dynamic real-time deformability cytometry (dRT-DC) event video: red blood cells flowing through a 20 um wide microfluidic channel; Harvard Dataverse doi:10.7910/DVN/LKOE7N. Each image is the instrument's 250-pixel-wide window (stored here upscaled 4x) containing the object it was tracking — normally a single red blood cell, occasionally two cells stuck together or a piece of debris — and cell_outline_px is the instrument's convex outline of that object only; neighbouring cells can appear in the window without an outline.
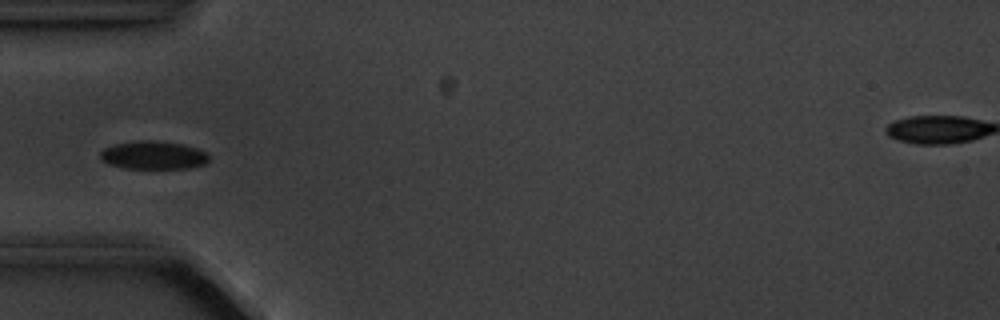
{"species": "common noctule bat (a hibernating species)", "species_latin": "Nyctalus noctula", "temperature_condition": "cold", "stored_images_in_passage": 7, "camera_frame_rate_fps": 3000, "um_per_image_px": 0.085, "animal": {"sex": "male", "body_mass_g": 20.1, "forearm_length_mm": 53.5}, "frame": {"image": 1, "passage_image": 5, "time_ms": 5.667, "image_size_px": [1000, 320], "cell_outline_px": [[208, 160], [204, 164], [188, 168], [124, 168], [108, 164], [100, 160], [100, 152], [104, 148], [116, 144], [136, 140], [152, 140], [184, 144], [196, 148], [204, 152], [208, 156]], "centroid_in_image_um": [12.99, 13.18], "position_along_channel_um": 72.0, "area_um2": 17.8}}